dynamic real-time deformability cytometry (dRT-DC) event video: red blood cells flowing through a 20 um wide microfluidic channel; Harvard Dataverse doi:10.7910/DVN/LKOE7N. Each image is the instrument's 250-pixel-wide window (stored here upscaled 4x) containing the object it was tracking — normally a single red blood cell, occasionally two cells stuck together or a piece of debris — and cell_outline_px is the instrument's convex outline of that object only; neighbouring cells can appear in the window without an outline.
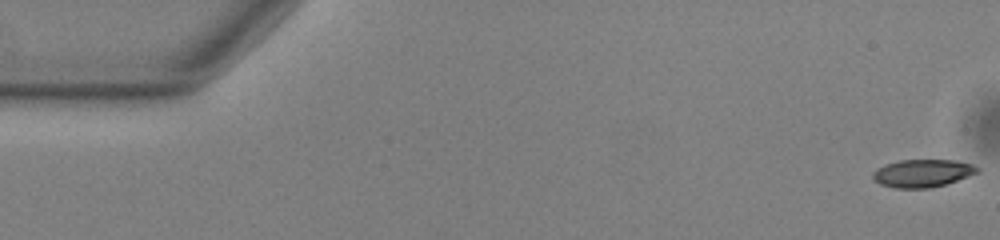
{"species": "common noctule bat (a hibernating species)", "species_latin": "Nyctalus noctula", "temperature_condition": "warm", "stored_images_in_passage": 56, "segment_of_instrument_passage": [1, 2], "camera_frame_rate_fps": 3000, "um_per_image_px": 0.085, "animal": {"sex": "male", "body_mass_g": 13.0, "forearm_length_mm": 53.1}, "frame": {"image": 1, "passage_image": 1, "time_ms": 0.0, "image_size_px": [1000, 240], "cell_outline_px": [[980, 172], [944, 184], [928, 188], [896, 188], [880, 184], [872, 180], [872, 172], [876, 168], [884, 164], [900, 160], [952, 160], [972, 164], [980, 168]], "centroid_in_image_um": [78.37, 14.72], "position_along_channel_um": 6.6, "area_um2": 16.94}}
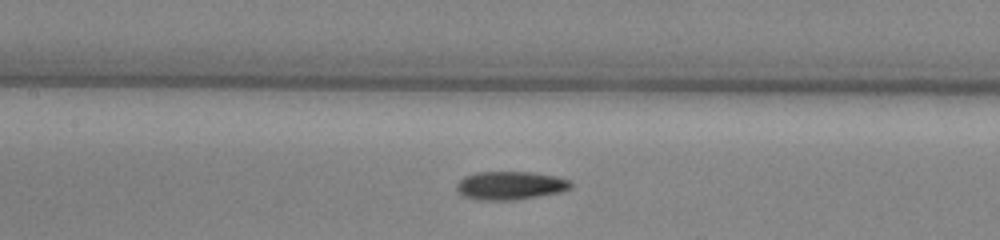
{"frame": {"image": 2, "passage_image": 25, "time_ms": 8.0, "image_size_px": [1000, 240], "cell_outline_px": [[572, 188], [560, 192], [512, 200], [476, 200], [460, 196], [456, 192], [456, 184], [464, 176], [476, 172], [532, 172], [556, 176], [568, 180], [572, 184]], "centroid_in_image_um": [43.31, 15.77], "position_along_channel_um": 164.1, "area_um2": 19.02}}
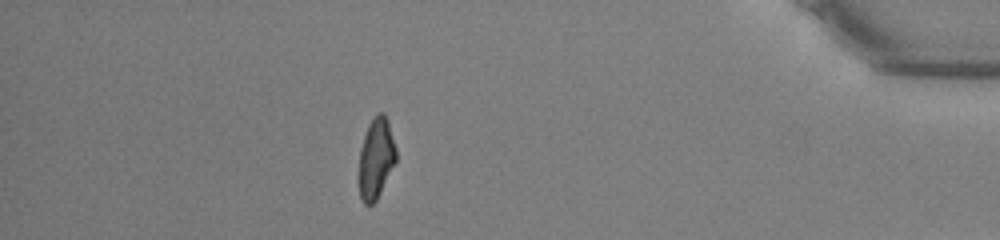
{"frame": {"image": 3, "passage_image": 48, "time_ms": 15.667, "image_size_px": [1000, 240], "cell_outline_px": [[396, 160], [376, 200], [372, 204], [364, 204], [360, 196], [360, 148], [368, 124], [376, 112], [384, 112], [388, 120], [396, 148]], "centroid_in_image_um": [31.97, 13.39], "position_along_channel_um": 403.2, "area_um2": 17.17}}